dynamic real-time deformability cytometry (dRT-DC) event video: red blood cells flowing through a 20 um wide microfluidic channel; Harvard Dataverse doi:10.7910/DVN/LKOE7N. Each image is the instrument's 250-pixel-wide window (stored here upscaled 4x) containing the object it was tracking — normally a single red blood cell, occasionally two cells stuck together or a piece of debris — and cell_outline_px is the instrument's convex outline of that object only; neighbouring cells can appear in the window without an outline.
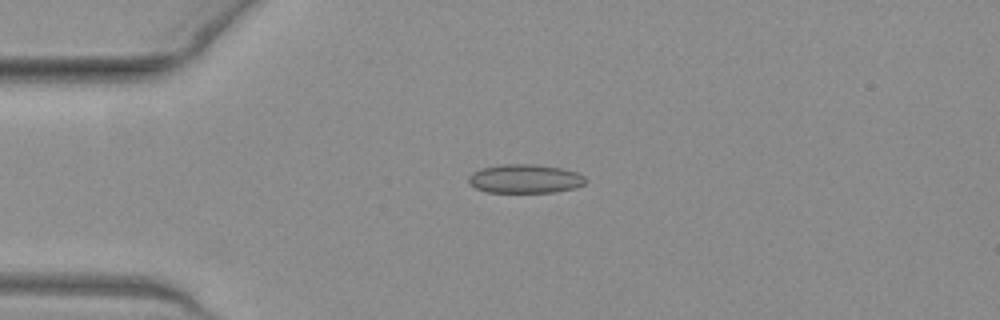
{"species": "common noctule bat (a hibernating species)", "species_latin": "Nyctalus noctula", "temperature_condition": "warm", "stored_images_in_passage": 32, "camera_frame_rate_fps": 3000, "um_per_image_px": 0.085, "animal": {"sex": "female", "body_mass_g": 19.3, "forearm_length_mm": 54.1}, "frame": {"image": 1, "passage_image": 2, "time_ms": 0.333, "image_size_px": [1000, 320], "cell_outline_px": [[588, 180], [584, 184], [576, 188], [556, 192], [488, 192], [476, 188], [468, 184], [468, 176], [472, 172], [480, 168], [500, 164], [532, 164], [560, 168], [576, 172], [584, 176]], "centroid_in_image_um": [44.61, 15.19], "position_along_channel_um": 40.4, "area_um2": 19.83}}
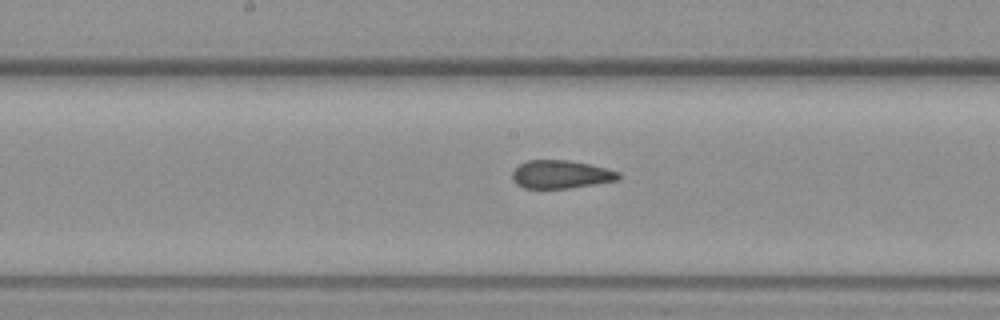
{"frame": {"image": 2, "passage_image": 16, "time_ms": 5.0, "image_size_px": [1000, 320], "cell_outline_px": [[620, 176], [616, 180], [568, 188], [524, 188], [516, 184], [512, 180], [512, 172], [520, 164], [528, 160], [568, 160], [588, 164], [620, 172]], "centroid_in_image_um": [47.62, 14.82], "position_along_channel_um": 200.6, "area_um2": 17.17}}
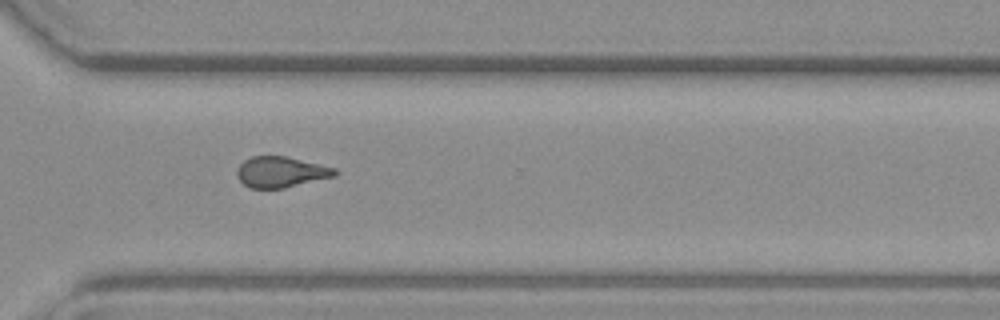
{"frame": {"image": 3, "passage_image": 27, "time_ms": 8.667, "image_size_px": [1000, 320], "cell_outline_px": [[336, 176], [284, 188], [248, 188], [236, 176], [236, 172], [240, 164], [244, 160], [252, 156], [284, 156], [336, 168]], "centroid_in_image_um": [23.85, 14.63], "position_along_channel_um": 346.7, "area_um2": 17.46}, "authors_computed_cell_mechanics": {"area_um2": 17.918, "velocity_mm_per_s": 3.9924, "shape_relaxation_time_tau1_ms": null, "shape_relaxation_time_tau2_ms": 1.254, "deformation_change_tau1": null, "deformation_change_tau2": 0.0852}}